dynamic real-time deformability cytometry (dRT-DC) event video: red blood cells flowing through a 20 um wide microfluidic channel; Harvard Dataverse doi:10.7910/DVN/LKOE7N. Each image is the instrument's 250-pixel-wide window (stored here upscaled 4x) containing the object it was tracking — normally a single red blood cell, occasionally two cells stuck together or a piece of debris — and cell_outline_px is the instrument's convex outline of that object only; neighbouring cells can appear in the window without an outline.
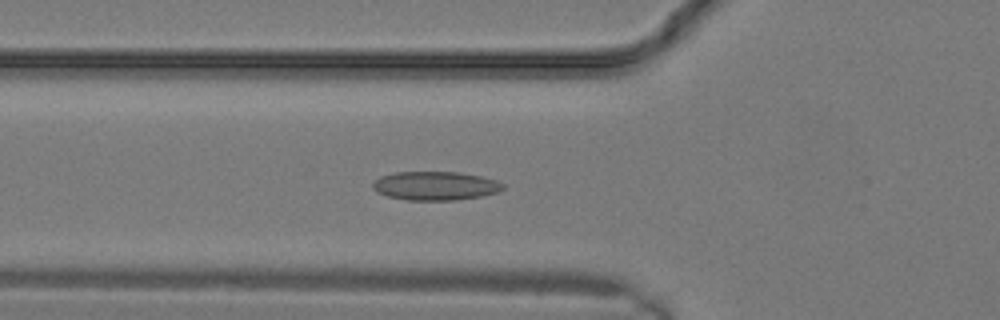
{"species": "common noctule bat (a hibernating species)", "species_latin": "Nyctalus noctula", "temperature_condition": "warm", "stored_images_in_passage": 18, "camera_frame_rate_fps": 3000, "um_per_image_px": 0.085, "animal": {"sex": "male", "body_mass_g": 19.2, "forearm_length_mm": 51.8}, "frame": {"image": 1, "passage_image": 10, "time_ms": 3.0, "image_size_px": [1000, 320], "cell_outline_px": [[500, 188], [492, 192], [476, 196], [440, 200], [420, 200], [392, 196], [380, 192], [376, 188], [376, 184], [384, 176], [404, 172], [448, 172], [472, 176], [488, 180]], "centroid_in_image_um": [36.89, 15.79], "position_along_channel_um": 88.9, "area_um2": 19.25}}
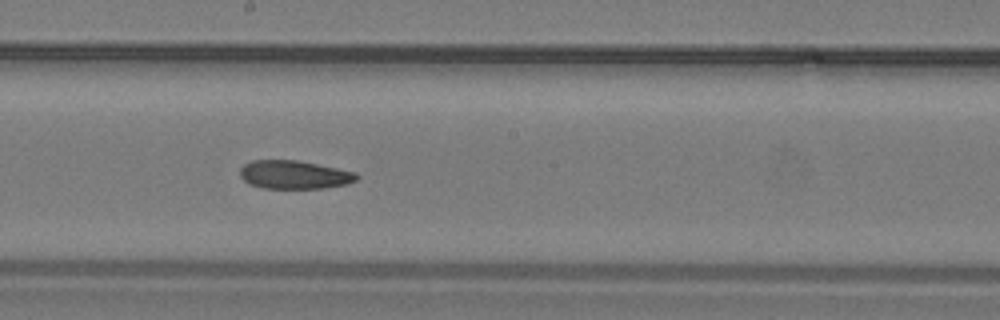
{"frame": {"image": 2, "passage_image": 15, "time_ms": 4.667, "image_size_px": [1000, 320], "cell_outline_px": [[356, 176], [352, 180], [340, 184], [316, 188], [272, 188], [256, 184], [248, 180], [240, 172], [248, 164], [260, 160], [288, 160], [312, 164], [348, 172]], "centroid_in_image_um": [24.95, 14.85], "position_along_channel_um": 223.2, "area_um2": 17.17}}
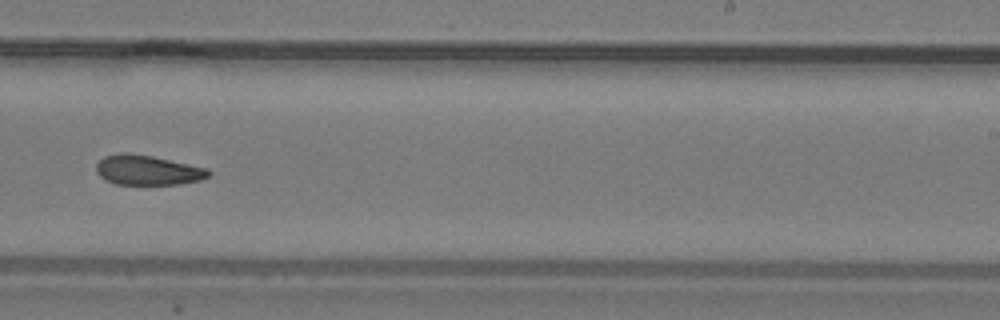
{"frame": {"image": 3, "passage_image": 17, "time_ms": 5.333, "image_size_px": [1000, 320], "cell_outline_px": [[208, 176], [196, 180], [172, 184], [120, 184], [108, 180], [100, 172], [100, 160], [108, 156], [144, 156], [164, 160], [200, 168], [208, 172]], "centroid_in_image_um": [12.56, 14.52], "position_along_channel_um": 276.4, "area_um2": 17.05}}